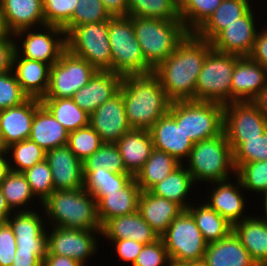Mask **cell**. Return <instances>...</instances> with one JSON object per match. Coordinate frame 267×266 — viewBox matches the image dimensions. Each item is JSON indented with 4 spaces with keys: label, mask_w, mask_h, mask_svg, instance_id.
<instances>
[{
    "label": "cell",
    "mask_w": 267,
    "mask_h": 266,
    "mask_svg": "<svg viewBox=\"0 0 267 266\" xmlns=\"http://www.w3.org/2000/svg\"><path fill=\"white\" fill-rule=\"evenodd\" d=\"M211 50V42L189 33L154 69L171 102L195 100L196 81Z\"/></svg>",
    "instance_id": "cell-1"
},
{
    "label": "cell",
    "mask_w": 267,
    "mask_h": 266,
    "mask_svg": "<svg viewBox=\"0 0 267 266\" xmlns=\"http://www.w3.org/2000/svg\"><path fill=\"white\" fill-rule=\"evenodd\" d=\"M119 91L132 129L149 130L169 111L171 101L154 72L123 76Z\"/></svg>",
    "instance_id": "cell-2"
},
{
    "label": "cell",
    "mask_w": 267,
    "mask_h": 266,
    "mask_svg": "<svg viewBox=\"0 0 267 266\" xmlns=\"http://www.w3.org/2000/svg\"><path fill=\"white\" fill-rule=\"evenodd\" d=\"M41 204L45 208V215L51 219L55 227L94 230L93 234L101 233L97 200L83 188L54 190Z\"/></svg>",
    "instance_id": "cell-3"
},
{
    "label": "cell",
    "mask_w": 267,
    "mask_h": 266,
    "mask_svg": "<svg viewBox=\"0 0 267 266\" xmlns=\"http://www.w3.org/2000/svg\"><path fill=\"white\" fill-rule=\"evenodd\" d=\"M145 60L155 69L190 33L181 20L130 16Z\"/></svg>",
    "instance_id": "cell-4"
},
{
    "label": "cell",
    "mask_w": 267,
    "mask_h": 266,
    "mask_svg": "<svg viewBox=\"0 0 267 266\" xmlns=\"http://www.w3.org/2000/svg\"><path fill=\"white\" fill-rule=\"evenodd\" d=\"M186 168L194 182H218L229 179V170L236 173L233 162V151L224 131L209 139L193 144Z\"/></svg>",
    "instance_id": "cell-5"
},
{
    "label": "cell",
    "mask_w": 267,
    "mask_h": 266,
    "mask_svg": "<svg viewBox=\"0 0 267 266\" xmlns=\"http://www.w3.org/2000/svg\"><path fill=\"white\" fill-rule=\"evenodd\" d=\"M108 36L112 72L122 77L154 72V68L144 58L130 16L111 17L108 21Z\"/></svg>",
    "instance_id": "cell-6"
},
{
    "label": "cell",
    "mask_w": 267,
    "mask_h": 266,
    "mask_svg": "<svg viewBox=\"0 0 267 266\" xmlns=\"http://www.w3.org/2000/svg\"><path fill=\"white\" fill-rule=\"evenodd\" d=\"M186 136L197 143L223 132L224 105L196 100L171 102L168 111Z\"/></svg>",
    "instance_id": "cell-7"
},
{
    "label": "cell",
    "mask_w": 267,
    "mask_h": 266,
    "mask_svg": "<svg viewBox=\"0 0 267 266\" xmlns=\"http://www.w3.org/2000/svg\"><path fill=\"white\" fill-rule=\"evenodd\" d=\"M238 55L211 50L196 81L195 100L226 105L231 102L232 75Z\"/></svg>",
    "instance_id": "cell-8"
},
{
    "label": "cell",
    "mask_w": 267,
    "mask_h": 266,
    "mask_svg": "<svg viewBox=\"0 0 267 266\" xmlns=\"http://www.w3.org/2000/svg\"><path fill=\"white\" fill-rule=\"evenodd\" d=\"M169 259L183 263H201L208 243L192 215L183 210L160 236Z\"/></svg>",
    "instance_id": "cell-9"
},
{
    "label": "cell",
    "mask_w": 267,
    "mask_h": 266,
    "mask_svg": "<svg viewBox=\"0 0 267 266\" xmlns=\"http://www.w3.org/2000/svg\"><path fill=\"white\" fill-rule=\"evenodd\" d=\"M108 40V21L82 24L66 35L67 49L85 59L97 71H111L112 55Z\"/></svg>",
    "instance_id": "cell-10"
},
{
    "label": "cell",
    "mask_w": 267,
    "mask_h": 266,
    "mask_svg": "<svg viewBox=\"0 0 267 266\" xmlns=\"http://www.w3.org/2000/svg\"><path fill=\"white\" fill-rule=\"evenodd\" d=\"M96 72L85 59L66 49L60 59L50 67L49 87L43 98H72Z\"/></svg>",
    "instance_id": "cell-11"
},
{
    "label": "cell",
    "mask_w": 267,
    "mask_h": 266,
    "mask_svg": "<svg viewBox=\"0 0 267 266\" xmlns=\"http://www.w3.org/2000/svg\"><path fill=\"white\" fill-rule=\"evenodd\" d=\"M266 130L267 121L252 101L224 105L223 131L233 152L246 139L259 138Z\"/></svg>",
    "instance_id": "cell-12"
},
{
    "label": "cell",
    "mask_w": 267,
    "mask_h": 266,
    "mask_svg": "<svg viewBox=\"0 0 267 266\" xmlns=\"http://www.w3.org/2000/svg\"><path fill=\"white\" fill-rule=\"evenodd\" d=\"M43 28L46 32H32L30 29H24L15 33L14 37H19L20 35V37L23 35L26 36L21 44L22 50L21 47L19 48V45L16 44L15 51L17 53L21 52V57L41 61L52 66L67 49L66 33L63 28L54 25H44ZM61 35H63L64 38H60L59 36Z\"/></svg>",
    "instance_id": "cell-13"
},
{
    "label": "cell",
    "mask_w": 267,
    "mask_h": 266,
    "mask_svg": "<svg viewBox=\"0 0 267 266\" xmlns=\"http://www.w3.org/2000/svg\"><path fill=\"white\" fill-rule=\"evenodd\" d=\"M94 230L76 228L53 227L50 234L47 232V253L58 256H67L84 266L87 258L97 250Z\"/></svg>",
    "instance_id": "cell-14"
},
{
    "label": "cell",
    "mask_w": 267,
    "mask_h": 266,
    "mask_svg": "<svg viewBox=\"0 0 267 266\" xmlns=\"http://www.w3.org/2000/svg\"><path fill=\"white\" fill-rule=\"evenodd\" d=\"M89 125L98 133L103 143H116L132 129L127 121L120 91L89 115Z\"/></svg>",
    "instance_id": "cell-15"
},
{
    "label": "cell",
    "mask_w": 267,
    "mask_h": 266,
    "mask_svg": "<svg viewBox=\"0 0 267 266\" xmlns=\"http://www.w3.org/2000/svg\"><path fill=\"white\" fill-rule=\"evenodd\" d=\"M254 12L250 9L244 16L223 29L212 41V49L225 54L248 57L256 38Z\"/></svg>",
    "instance_id": "cell-16"
},
{
    "label": "cell",
    "mask_w": 267,
    "mask_h": 266,
    "mask_svg": "<svg viewBox=\"0 0 267 266\" xmlns=\"http://www.w3.org/2000/svg\"><path fill=\"white\" fill-rule=\"evenodd\" d=\"M45 159L51 168L55 190L83 188V165L68 145L46 151Z\"/></svg>",
    "instance_id": "cell-17"
},
{
    "label": "cell",
    "mask_w": 267,
    "mask_h": 266,
    "mask_svg": "<svg viewBox=\"0 0 267 266\" xmlns=\"http://www.w3.org/2000/svg\"><path fill=\"white\" fill-rule=\"evenodd\" d=\"M123 77L112 71H97L90 81L77 90L72 99L87 114L91 115L100 105L115 96Z\"/></svg>",
    "instance_id": "cell-18"
},
{
    "label": "cell",
    "mask_w": 267,
    "mask_h": 266,
    "mask_svg": "<svg viewBox=\"0 0 267 266\" xmlns=\"http://www.w3.org/2000/svg\"><path fill=\"white\" fill-rule=\"evenodd\" d=\"M149 131L154 148L168 153L180 163H183L181 159H188L194 143L185 135L169 112L161 116Z\"/></svg>",
    "instance_id": "cell-19"
},
{
    "label": "cell",
    "mask_w": 267,
    "mask_h": 266,
    "mask_svg": "<svg viewBox=\"0 0 267 266\" xmlns=\"http://www.w3.org/2000/svg\"><path fill=\"white\" fill-rule=\"evenodd\" d=\"M41 100L28 98L22 104L0 111V130L5 147L29 138L35 111Z\"/></svg>",
    "instance_id": "cell-20"
},
{
    "label": "cell",
    "mask_w": 267,
    "mask_h": 266,
    "mask_svg": "<svg viewBox=\"0 0 267 266\" xmlns=\"http://www.w3.org/2000/svg\"><path fill=\"white\" fill-rule=\"evenodd\" d=\"M267 83V70L249 57H240L232 75L231 102L252 101Z\"/></svg>",
    "instance_id": "cell-21"
},
{
    "label": "cell",
    "mask_w": 267,
    "mask_h": 266,
    "mask_svg": "<svg viewBox=\"0 0 267 266\" xmlns=\"http://www.w3.org/2000/svg\"><path fill=\"white\" fill-rule=\"evenodd\" d=\"M140 193L141 189L134 178L117 192H94L92 195L97 200V213L101 226L112 218L138 211Z\"/></svg>",
    "instance_id": "cell-22"
},
{
    "label": "cell",
    "mask_w": 267,
    "mask_h": 266,
    "mask_svg": "<svg viewBox=\"0 0 267 266\" xmlns=\"http://www.w3.org/2000/svg\"><path fill=\"white\" fill-rule=\"evenodd\" d=\"M12 67L23 92L29 98L43 99L49 87L51 66L41 61L21 57L15 51Z\"/></svg>",
    "instance_id": "cell-23"
},
{
    "label": "cell",
    "mask_w": 267,
    "mask_h": 266,
    "mask_svg": "<svg viewBox=\"0 0 267 266\" xmlns=\"http://www.w3.org/2000/svg\"><path fill=\"white\" fill-rule=\"evenodd\" d=\"M110 240L131 239L148 245L160 239L151 226L142 218L139 211L108 220L101 229V234Z\"/></svg>",
    "instance_id": "cell-24"
},
{
    "label": "cell",
    "mask_w": 267,
    "mask_h": 266,
    "mask_svg": "<svg viewBox=\"0 0 267 266\" xmlns=\"http://www.w3.org/2000/svg\"><path fill=\"white\" fill-rule=\"evenodd\" d=\"M184 209L174 201L167 200L152 194L150 191H141L138 200V211L144 221L161 236L172 221Z\"/></svg>",
    "instance_id": "cell-25"
},
{
    "label": "cell",
    "mask_w": 267,
    "mask_h": 266,
    "mask_svg": "<svg viewBox=\"0 0 267 266\" xmlns=\"http://www.w3.org/2000/svg\"><path fill=\"white\" fill-rule=\"evenodd\" d=\"M204 266H258L232 231L224 239L208 243Z\"/></svg>",
    "instance_id": "cell-26"
},
{
    "label": "cell",
    "mask_w": 267,
    "mask_h": 266,
    "mask_svg": "<svg viewBox=\"0 0 267 266\" xmlns=\"http://www.w3.org/2000/svg\"><path fill=\"white\" fill-rule=\"evenodd\" d=\"M125 169L134 177L149 159L154 145L149 130L131 129L117 142Z\"/></svg>",
    "instance_id": "cell-27"
},
{
    "label": "cell",
    "mask_w": 267,
    "mask_h": 266,
    "mask_svg": "<svg viewBox=\"0 0 267 266\" xmlns=\"http://www.w3.org/2000/svg\"><path fill=\"white\" fill-rule=\"evenodd\" d=\"M8 29L12 34L46 25L42 0H0Z\"/></svg>",
    "instance_id": "cell-28"
},
{
    "label": "cell",
    "mask_w": 267,
    "mask_h": 266,
    "mask_svg": "<svg viewBox=\"0 0 267 266\" xmlns=\"http://www.w3.org/2000/svg\"><path fill=\"white\" fill-rule=\"evenodd\" d=\"M233 232L258 266H267V222L247 217L233 225Z\"/></svg>",
    "instance_id": "cell-29"
},
{
    "label": "cell",
    "mask_w": 267,
    "mask_h": 266,
    "mask_svg": "<svg viewBox=\"0 0 267 266\" xmlns=\"http://www.w3.org/2000/svg\"><path fill=\"white\" fill-rule=\"evenodd\" d=\"M68 137L69 132L43 105L35 111L29 140L48 151L67 145Z\"/></svg>",
    "instance_id": "cell-30"
},
{
    "label": "cell",
    "mask_w": 267,
    "mask_h": 266,
    "mask_svg": "<svg viewBox=\"0 0 267 266\" xmlns=\"http://www.w3.org/2000/svg\"><path fill=\"white\" fill-rule=\"evenodd\" d=\"M236 180L239 187L229 183L228 179L215 182L218 187L213 189L211 200L206 203L232 225L247 218H243L242 214L245 207L244 197L239 190L242 184L238 177Z\"/></svg>",
    "instance_id": "cell-31"
},
{
    "label": "cell",
    "mask_w": 267,
    "mask_h": 266,
    "mask_svg": "<svg viewBox=\"0 0 267 266\" xmlns=\"http://www.w3.org/2000/svg\"><path fill=\"white\" fill-rule=\"evenodd\" d=\"M249 0H222L214 13L194 32L211 42L223 29L244 16L250 9Z\"/></svg>",
    "instance_id": "cell-32"
},
{
    "label": "cell",
    "mask_w": 267,
    "mask_h": 266,
    "mask_svg": "<svg viewBox=\"0 0 267 266\" xmlns=\"http://www.w3.org/2000/svg\"><path fill=\"white\" fill-rule=\"evenodd\" d=\"M181 163L168 153L154 148L149 159L133 177L141 191H149L155 184L165 179Z\"/></svg>",
    "instance_id": "cell-33"
},
{
    "label": "cell",
    "mask_w": 267,
    "mask_h": 266,
    "mask_svg": "<svg viewBox=\"0 0 267 266\" xmlns=\"http://www.w3.org/2000/svg\"><path fill=\"white\" fill-rule=\"evenodd\" d=\"M182 163L174 169L165 179L155 184L149 191L159 197L166 198L179 204L186 210L190 203L187 204L185 199L194 180L191 174Z\"/></svg>",
    "instance_id": "cell-34"
},
{
    "label": "cell",
    "mask_w": 267,
    "mask_h": 266,
    "mask_svg": "<svg viewBox=\"0 0 267 266\" xmlns=\"http://www.w3.org/2000/svg\"><path fill=\"white\" fill-rule=\"evenodd\" d=\"M186 210L192 215L207 243L222 240L233 231V225L210 208L206 202L196 208L191 204Z\"/></svg>",
    "instance_id": "cell-35"
},
{
    "label": "cell",
    "mask_w": 267,
    "mask_h": 266,
    "mask_svg": "<svg viewBox=\"0 0 267 266\" xmlns=\"http://www.w3.org/2000/svg\"><path fill=\"white\" fill-rule=\"evenodd\" d=\"M41 104L68 132L89 125V114L81 109L72 98H43Z\"/></svg>",
    "instance_id": "cell-36"
},
{
    "label": "cell",
    "mask_w": 267,
    "mask_h": 266,
    "mask_svg": "<svg viewBox=\"0 0 267 266\" xmlns=\"http://www.w3.org/2000/svg\"><path fill=\"white\" fill-rule=\"evenodd\" d=\"M83 175V189L90 194L117 192L133 179L130 173H117L102 167L96 170H83Z\"/></svg>",
    "instance_id": "cell-37"
},
{
    "label": "cell",
    "mask_w": 267,
    "mask_h": 266,
    "mask_svg": "<svg viewBox=\"0 0 267 266\" xmlns=\"http://www.w3.org/2000/svg\"><path fill=\"white\" fill-rule=\"evenodd\" d=\"M128 16L181 20L178 0H128Z\"/></svg>",
    "instance_id": "cell-38"
},
{
    "label": "cell",
    "mask_w": 267,
    "mask_h": 266,
    "mask_svg": "<svg viewBox=\"0 0 267 266\" xmlns=\"http://www.w3.org/2000/svg\"><path fill=\"white\" fill-rule=\"evenodd\" d=\"M222 0H178L180 19L194 33L211 16Z\"/></svg>",
    "instance_id": "cell-39"
},
{
    "label": "cell",
    "mask_w": 267,
    "mask_h": 266,
    "mask_svg": "<svg viewBox=\"0 0 267 266\" xmlns=\"http://www.w3.org/2000/svg\"><path fill=\"white\" fill-rule=\"evenodd\" d=\"M0 189L11 210L22 208L34 197L31 187L23 173L11 171L0 183ZM22 206V207H21Z\"/></svg>",
    "instance_id": "cell-40"
},
{
    "label": "cell",
    "mask_w": 267,
    "mask_h": 266,
    "mask_svg": "<svg viewBox=\"0 0 267 266\" xmlns=\"http://www.w3.org/2000/svg\"><path fill=\"white\" fill-rule=\"evenodd\" d=\"M110 18L101 0H78L71 19L62 28L67 35L76 26L109 21Z\"/></svg>",
    "instance_id": "cell-41"
},
{
    "label": "cell",
    "mask_w": 267,
    "mask_h": 266,
    "mask_svg": "<svg viewBox=\"0 0 267 266\" xmlns=\"http://www.w3.org/2000/svg\"><path fill=\"white\" fill-rule=\"evenodd\" d=\"M6 151L7 153L11 152L13 155L12 159L14 160L12 163H14L16 167L14 165L12 167L10 163V169L17 173H22L33 167L38 162L43 161L46 156V151L29 139L10 145L7 147Z\"/></svg>",
    "instance_id": "cell-42"
},
{
    "label": "cell",
    "mask_w": 267,
    "mask_h": 266,
    "mask_svg": "<svg viewBox=\"0 0 267 266\" xmlns=\"http://www.w3.org/2000/svg\"><path fill=\"white\" fill-rule=\"evenodd\" d=\"M83 170H96L102 167L117 173H129L116 143H103L101 147L83 162Z\"/></svg>",
    "instance_id": "cell-43"
},
{
    "label": "cell",
    "mask_w": 267,
    "mask_h": 266,
    "mask_svg": "<svg viewBox=\"0 0 267 266\" xmlns=\"http://www.w3.org/2000/svg\"><path fill=\"white\" fill-rule=\"evenodd\" d=\"M11 215L7 218L16 240H34L44 230L42 218L39 214L30 210H18L13 218Z\"/></svg>",
    "instance_id": "cell-44"
},
{
    "label": "cell",
    "mask_w": 267,
    "mask_h": 266,
    "mask_svg": "<svg viewBox=\"0 0 267 266\" xmlns=\"http://www.w3.org/2000/svg\"><path fill=\"white\" fill-rule=\"evenodd\" d=\"M103 144L98 133L90 126L69 132L68 147L82 162Z\"/></svg>",
    "instance_id": "cell-45"
},
{
    "label": "cell",
    "mask_w": 267,
    "mask_h": 266,
    "mask_svg": "<svg viewBox=\"0 0 267 266\" xmlns=\"http://www.w3.org/2000/svg\"><path fill=\"white\" fill-rule=\"evenodd\" d=\"M242 189L267 194V160L242 164L236 174Z\"/></svg>",
    "instance_id": "cell-46"
},
{
    "label": "cell",
    "mask_w": 267,
    "mask_h": 266,
    "mask_svg": "<svg viewBox=\"0 0 267 266\" xmlns=\"http://www.w3.org/2000/svg\"><path fill=\"white\" fill-rule=\"evenodd\" d=\"M28 181L34 196L42 203L55 189L51 168L46 159L22 172Z\"/></svg>",
    "instance_id": "cell-47"
},
{
    "label": "cell",
    "mask_w": 267,
    "mask_h": 266,
    "mask_svg": "<svg viewBox=\"0 0 267 266\" xmlns=\"http://www.w3.org/2000/svg\"><path fill=\"white\" fill-rule=\"evenodd\" d=\"M266 160L267 130L259 138L246 139L233 152V162L236 170L244 163Z\"/></svg>",
    "instance_id": "cell-48"
},
{
    "label": "cell",
    "mask_w": 267,
    "mask_h": 266,
    "mask_svg": "<svg viewBox=\"0 0 267 266\" xmlns=\"http://www.w3.org/2000/svg\"><path fill=\"white\" fill-rule=\"evenodd\" d=\"M12 73L11 70L0 74V111L18 106L29 98Z\"/></svg>",
    "instance_id": "cell-49"
},
{
    "label": "cell",
    "mask_w": 267,
    "mask_h": 266,
    "mask_svg": "<svg viewBox=\"0 0 267 266\" xmlns=\"http://www.w3.org/2000/svg\"><path fill=\"white\" fill-rule=\"evenodd\" d=\"M78 0H42L46 25L63 27L73 15Z\"/></svg>",
    "instance_id": "cell-50"
},
{
    "label": "cell",
    "mask_w": 267,
    "mask_h": 266,
    "mask_svg": "<svg viewBox=\"0 0 267 266\" xmlns=\"http://www.w3.org/2000/svg\"><path fill=\"white\" fill-rule=\"evenodd\" d=\"M169 261L164 242L160 238L154 243L144 245L132 266H162Z\"/></svg>",
    "instance_id": "cell-51"
},
{
    "label": "cell",
    "mask_w": 267,
    "mask_h": 266,
    "mask_svg": "<svg viewBox=\"0 0 267 266\" xmlns=\"http://www.w3.org/2000/svg\"><path fill=\"white\" fill-rule=\"evenodd\" d=\"M17 249L16 238L10 224L0 225V266H12Z\"/></svg>",
    "instance_id": "cell-52"
},
{
    "label": "cell",
    "mask_w": 267,
    "mask_h": 266,
    "mask_svg": "<svg viewBox=\"0 0 267 266\" xmlns=\"http://www.w3.org/2000/svg\"><path fill=\"white\" fill-rule=\"evenodd\" d=\"M121 260L134 264L135 259L142 251L144 244L131 239L111 240Z\"/></svg>",
    "instance_id": "cell-53"
},
{
    "label": "cell",
    "mask_w": 267,
    "mask_h": 266,
    "mask_svg": "<svg viewBox=\"0 0 267 266\" xmlns=\"http://www.w3.org/2000/svg\"><path fill=\"white\" fill-rule=\"evenodd\" d=\"M11 36V37H10ZM14 34L6 38L0 39V74L11 71L13 65V57L16 50V43L11 38Z\"/></svg>",
    "instance_id": "cell-54"
},
{
    "label": "cell",
    "mask_w": 267,
    "mask_h": 266,
    "mask_svg": "<svg viewBox=\"0 0 267 266\" xmlns=\"http://www.w3.org/2000/svg\"><path fill=\"white\" fill-rule=\"evenodd\" d=\"M16 252H37L43 259L47 253V232L44 230L34 240H16Z\"/></svg>",
    "instance_id": "cell-55"
},
{
    "label": "cell",
    "mask_w": 267,
    "mask_h": 266,
    "mask_svg": "<svg viewBox=\"0 0 267 266\" xmlns=\"http://www.w3.org/2000/svg\"><path fill=\"white\" fill-rule=\"evenodd\" d=\"M248 57L267 70V28L256 33L254 45Z\"/></svg>",
    "instance_id": "cell-56"
},
{
    "label": "cell",
    "mask_w": 267,
    "mask_h": 266,
    "mask_svg": "<svg viewBox=\"0 0 267 266\" xmlns=\"http://www.w3.org/2000/svg\"><path fill=\"white\" fill-rule=\"evenodd\" d=\"M43 258L37 252H16L12 266H42Z\"/></svg>",
    "instance_id": "cell-57"
},
{
    "label": "cell",
    "mask_w": 267,
    "mask_h": 266,
    "mask_svg": "<svg viewBox=\"0 0 267 266\" xmlns=\"http://www.w3.org/2000/svg\"><path fill=\"white\" fill-rule=\"evenodd\" d=\"M111 17L128 16V0H101Z\"/></svg>",
    "instance_id": "cell-58"
},
{
    "label": "cell",
    "mask_w": 267,
    "mask_h": 266,
    "mask_svg": "<svg viewBox=\"0 0 267 266\" xmlns=\"http://www.w3.org/2000/svg\"><path fill=\"white\" fill-rule=\"evenodd\" d=\"M42 266H83V265L67 256L46 254L43 259Z\"/></svg>",
    "instance_id": "cell-59"
},
{
    "label": "cell",
    "mask_w": 267,
    "mask_h": 266,
    "mask_svg": "<svg viewBox=\"0 0 267 266\" xmlns=\"http://www.w3.org/2000/svg\"><path fill=\"white\" fill-rule=\"evenodd\" d=\"M257 106L259 112L264 116L267 121V83L258 93V95L252 100Z\"/></svg>",
    "instance_id": "cell-60"
},
{
    "label": "cell",
    "mask_w": 267,
    "mask_h": 266,
    "mask_svg": "<svg viewBox=\"0 0 267 266\" xmlns=\"http://www.w3.org/2000/svg\"><path fill=\"white\" fill-rule=\"evenodd\" d=\"M6 154H8L7 151L0 152V183L11 172L10 160L4 157Z\"/></svg>",
    "instance_id": "cell-61"
},
{
    "label": "cell",
    "mask_w": 267,
    "mask_h": 266,
    "mask_svg": "<svg viewBox=\"0 0 267 266\" xmlns=\"http://www.w3.org/2000/svg\"><path fill=\"white\" fill-rule=\"evenodd\" d=\"M11 34L12 33L10 32V30L7 27V24H6V21H5V17H4V14L2 12V8H1V5H0V39L6 38Z\"/></svg>",
    "instance_id": "cell-62"
},
{
    "label": "cell",
    "mask_w": 267,
    "mask_h": 266,
    "mask_svg": "<svg viewBox=\"0 0 267 266\" xmlns=\"http://www.w3.org/2000/svg\"><path fill=\"white\" fill-rule=\"evenodd\" d=\"M11 209L9 208L6 199L0 189V214L7 220L11 214Z\"/></svg>",
    "instance_id": "cell-63"
},
{
    "label": "cell",
    "mask_w": 267,
    "mask_h": 266,
    "mask_svg": "<svg viewBox=\"0 0 267 266\" xmlns=\"http://www.w3.org/2000/svg\"><path fill=\"white\" fill-rule=\"evenodd\" d=\"M167 266H188V263L176 262V261L170 260L168 262V265Z\"/></svg>",
    "instance_id": "cell-64"
},
{
    "label": "cell",
    "mask_w": 267,
    "mask_h": 266,
    "mask_svg": "<svg viewBox=\"0 0 267 266\" xmlns=\"http://www.w3.org/2000/svg\"><path fill=\"white\" fill-rule=\"evenodd\" d=\"M263 200H264V209H265L264 210L265 216H263V217L265 218L264 220L267 222V194H264Z\"/></svg>",
    "instance_id": "cell-65"
},
{
    "label": "cell",
    "mask_w": 267,
    "mask_h": 266,
    "mask_svg": "<svg viewBox=\"0 0 267 266\" xmlns=\"http://www.w3.org/2000/svg\"><path fill=\"white\" fill-rule=\"evenodd\" d=\"M6 147L3 143V138H2V133H1V130H0V152H3V151H6Z\"/></svg>",
    "instance_id": "cell-66"
},
{
    "label": "cell",
    "mask_w": 267,
    "mask_h": 266,
    "mask_svg": "<svg viewBox=\"0 0 267 266\" xmlns=\"http://www.w3.org/2000/svg\"><path fill=\"white\" fill-rule=\"evenodd\" d=\"M188 266H204L202 263H188Z\"/></svg>",
    "instance_id": "cell-67"
},
{
    "label": "cell",
    "mask_w": 267,
    "mask_h": 266,
    "mask_svg": "<svg viewBox=\"0 0 267 266\" xmlns=\"http://www.w3.org/2000/svg\"><path fill=\"white\" fill-rule=\"evenodd\" d=\"M6 219L0 214V225L3 224Z\"/></svg>",
    "instance_id": "cell-68"
}]
</instances>
